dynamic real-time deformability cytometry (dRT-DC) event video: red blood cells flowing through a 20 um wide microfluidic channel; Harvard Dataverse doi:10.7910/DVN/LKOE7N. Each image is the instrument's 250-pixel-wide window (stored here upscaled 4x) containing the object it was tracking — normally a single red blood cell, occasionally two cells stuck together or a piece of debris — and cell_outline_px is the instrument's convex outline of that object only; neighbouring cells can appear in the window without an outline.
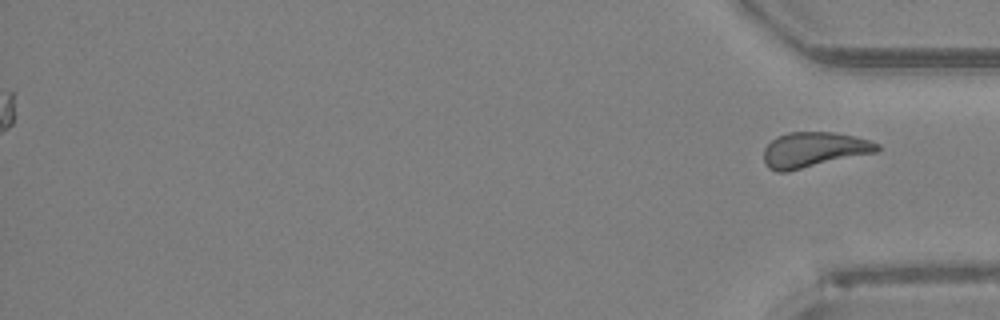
{"species": "Egyptian fruit bat (a non-hibernating species)", "species_latin": "Rousettus aegyptiacus", "temperature_condition": "room temperature", "stored_images_in_passage": 50, "segment_of_instrument_passage": [2, 2], "camera_frame_rate_fps": 3000, "um_per_image_px": 0.085, "animal": {"sex": "female"}, "frame": {"image": 1, "passage_image": 50, "time_ms": 16.333, "image_size_px": [1000, 320], "cell_outline_px": [[880, 148], [876, 152], [788, 172], [776, 172], [768, 168], [764, 164], [764, 148], [776, 136], [788, 132], [832, 132], [872, 140], [880, 144]], "centroid_in_image_um": [69.16, 12.73], "position_along_channel_um": 366.0, "area_um2": 23.47}}